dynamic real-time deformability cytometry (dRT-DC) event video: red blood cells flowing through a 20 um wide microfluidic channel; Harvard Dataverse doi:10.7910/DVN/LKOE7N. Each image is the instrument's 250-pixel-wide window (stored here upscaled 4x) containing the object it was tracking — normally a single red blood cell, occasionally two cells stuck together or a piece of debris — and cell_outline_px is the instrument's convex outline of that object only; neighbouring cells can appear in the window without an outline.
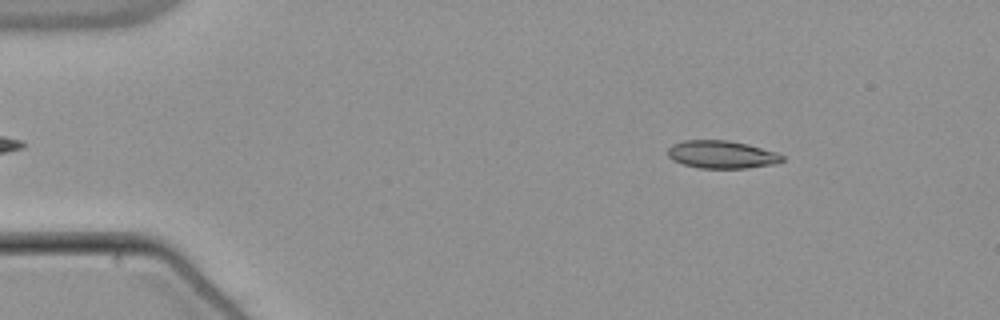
{"species": "common noctule bat (a hibernating species)", "species_latin": "Nyctalus noctula", "temperature_condition": "warm", "stored_images_in_passage": 53, "camera_frame_rate_fps": 3000, "um_per_image_px": 0.085, "animal": {"sex": "male", "body_mass_g": 21.5, "forearm_length_mm": 52.0}, "frame": {"image": 1, "passage_image": 7, "time_ms": 2.0, "image_size_px": [1000, 320], "cell_outline_px": [[784, 160], [776, 164], [748, 168], [700, 168], [684, 164], [672, 160], [668, 156], [668, 148], [672, 144], [684, 140], [728, 140], [748, 144], [776, 152], [784, 156]], "centroid_in_image_um": [61.36, 13.13], "position_along_channel_um": 23.6, "area_um2": 18.61}}
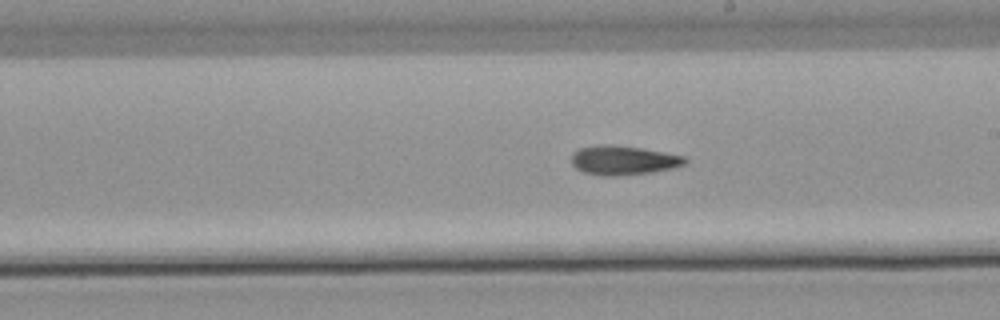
{"frame": {"image": 2, "passage_image": 30, "time_ms": 9.667, "image_size_px": [1000, 320], "cell_outline_px": [[688, 160], [684, 164], [672, 168], [648, 172], [584, 172], [576, 168], [572, 164], [572, 152], [580, 148], [600, 144], [616, 144], [664, 152], [684, 156]], "centroid_in_image_um": [53.0, 13.54], "position_along_channel_um": 236.0, "area_um2": 18.15}}
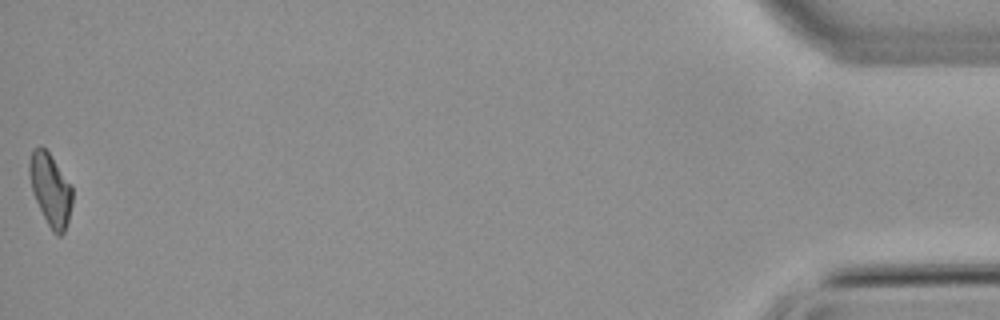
{"frame": {"image": 3, "passage_image": 53, "time_ms": 17.333, "image_size_px": [1000, 320], "cell_outline_px": [[72, 204], [68, 220], [64, 232], [60, 236], [56, 236], [52, 232], [32, 192], [28, 172], [28, 164], [32, 148], [40, 144], [48, 152], [72, 184]], "centroid_in_image_um": [4.28, 16.08], "position_along_channel_um": 430.9, "area_um2": 18.26}}